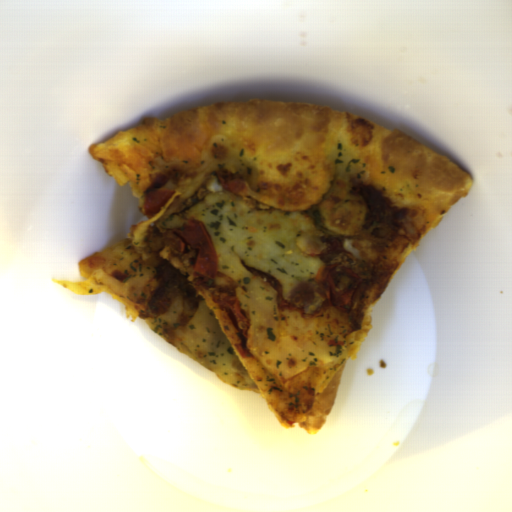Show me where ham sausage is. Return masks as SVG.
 <instances>
[{"mask_svg": "<svg viewBox=\"0 0 512 512\" xmlns=\"http://www.w3.org/2000/svg\"><path fill=\"white\" fill-rule=\"evenodd\" d=\"M317 291L311 282H299L290 292L292 304L299 308H308L315 300Z\"/></svg>", "mask_w": 512, "mask_h": 512, "instance_id": "0cea0756", "label": "ham sausage"}]
</instances>
